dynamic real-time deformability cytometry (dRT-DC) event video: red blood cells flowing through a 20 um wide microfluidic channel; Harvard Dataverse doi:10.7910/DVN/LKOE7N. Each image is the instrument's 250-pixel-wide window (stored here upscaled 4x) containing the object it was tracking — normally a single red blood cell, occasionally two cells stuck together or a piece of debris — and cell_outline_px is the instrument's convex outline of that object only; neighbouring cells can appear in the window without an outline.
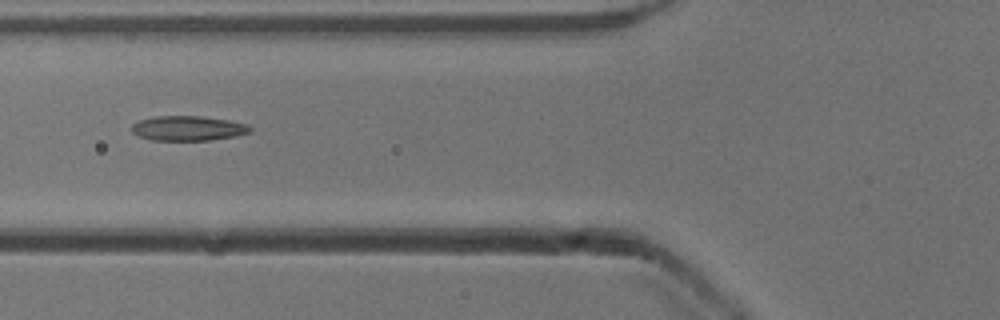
{"species": "common noctule bat (a hibernating species)", "species_latin": "Nyctalus noctula", "temperature_condition": "cold", "stored_images_in_passage": 6, "camera_frame_rate_fps": 3000, "um_per_image_px": 0.085, "animal": {"sex": "male", "body_mass_g": 13.3}, "frame": {"image": 1, "passage_image": 4, "time_ms": 1.0, "image_size_px": [1000, 320], "cell_outline_px": [[252, 132], [236, 136], [212, 140], [152, 140], [140, 136], [132, 132], [132, 124], [140, 120], [156, 116], [200, 116], [228, 120], [248, 124], [252, 128]], "centroid_in_image_um": [16.03, 10.9], "position_along_channel_um": 109.8, "area_um2": 17.11}}
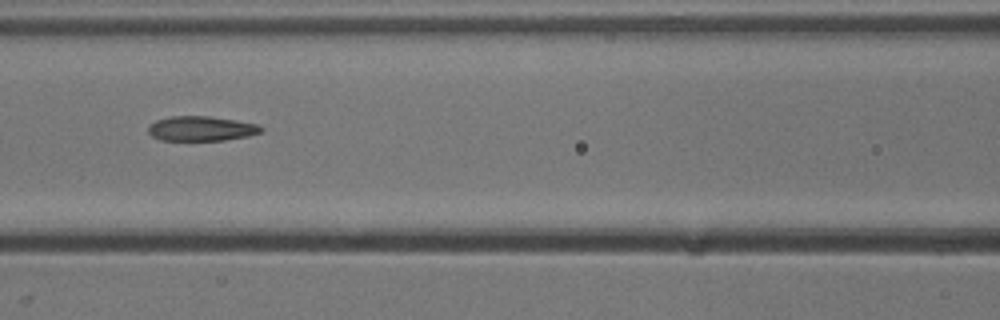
{"frame": {"image": 2, "passage_image": 5, "time_ms": 1.333, "image_size_px": [1000, 320], "cell_outline_px": [[264, 128], [260, 132], [248, 136], [224, 140], [160, 140], [152, 136], [148, 132], [148, 124], [156, 120], [172, 116], [208, 116], [236, 120], [256, 124]], "centroid_in_image_um": [17.07, 10.92], "position_along_channel_um": 149.5, "area_um2": 16.24}}
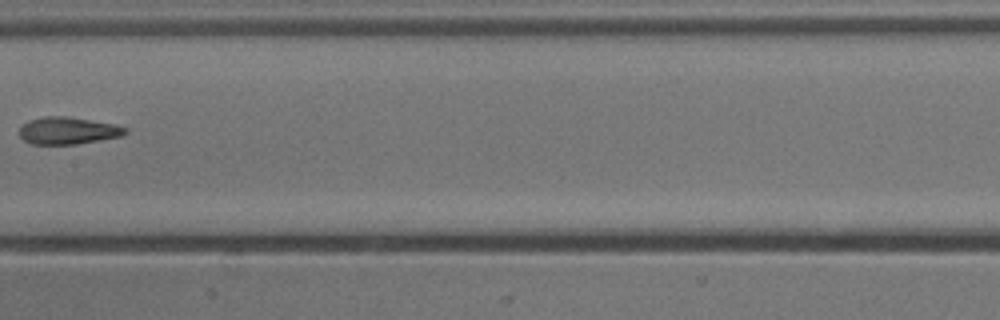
{"frame": {"image": 3, "passage_image": 6, "time_ms": 1.667, "image_size_px": [1000, 320], "cell_outline_px": [[128, 132], [120, 136], [76, 144], [32, 144], [24, 140], [20, 136], [20, 128], [28, 120], [48, 116], [64, 116], [116, 124], [128, 128]], "centroid_in_image_um": [5.78, 11.1], "position_along_channel_um": 201.6, "area_um2": 16.59}}